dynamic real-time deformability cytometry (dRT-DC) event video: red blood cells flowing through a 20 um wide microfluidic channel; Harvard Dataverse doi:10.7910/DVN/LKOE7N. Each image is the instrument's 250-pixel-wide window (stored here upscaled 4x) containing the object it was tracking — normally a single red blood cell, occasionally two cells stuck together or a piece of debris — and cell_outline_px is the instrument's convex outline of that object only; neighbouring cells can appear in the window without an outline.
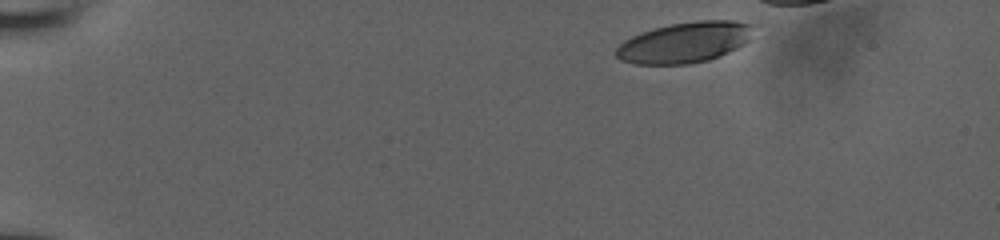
{"species": "human", "species_latin": "Homo sapiens", "temperature_condition": "room temperature", "stored_images_in_passage": 17, "camera_frame_rate_fps": 3000, "um_per_image_px": 0.085, "donor": {"sex": "male"}, "frame": {"image": 1, "passage_image": 1, "time_ms": 0.0, "image_size_px": [1000, 240], "cell_outline_px": [[756, 24], [748, 40], [744, 44], [720, 56], [708, 60], [688, 64], [636, 64], [620, 60], [616, 56], [616, 48], [624, 40], [640, 32], [652, 28], [672, 24], [696, 20], [732, 20]], "centroid_in_image_um": [58.21, 3.59], "position_along_channel_um": 26.8, "area_um2": 32.71}}
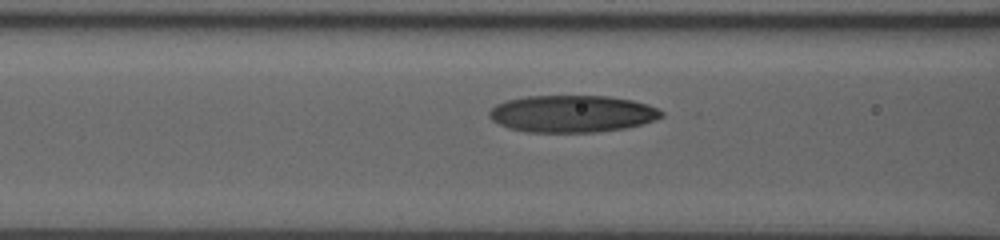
{"frame": {"image": 2, "passage_image": 12, "time_ms": 5.333, "image_size_px": [1000, 240], "cell_outline_px": [[664, 116], [640, 124], [624, 128], [596, 132], [528, 132], [508, 128], [492, 120], [488, 116], [488, 112], [496, 104], [504, 100], [524, 96], [608, 96], [632, 100], [648, 104], [664, 112]], "centroid_in_image_um": [48.59, 9.66], "position_along_channel_um": 118.0, "area_um2": 37.22}}
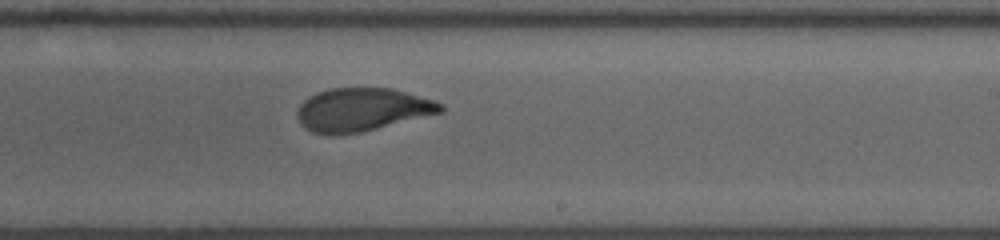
{"frame": {"image": 3, "passage_image": 17, "time_ms": 9.0, "image_size_px": [1000, 240], "cell_outline_px": [[444, 112], [360, 132], [312, 132], [304, 128], [300, 124], [296, 112], [300, 104], [308, 96], [316, 92], [328, 88], [392, 88], [432, 100], [444, 104]], "centroid_in_image_um": [30.78, 9.28], "position_along_channel_um": 258.2, "area_um2": 35.55}}